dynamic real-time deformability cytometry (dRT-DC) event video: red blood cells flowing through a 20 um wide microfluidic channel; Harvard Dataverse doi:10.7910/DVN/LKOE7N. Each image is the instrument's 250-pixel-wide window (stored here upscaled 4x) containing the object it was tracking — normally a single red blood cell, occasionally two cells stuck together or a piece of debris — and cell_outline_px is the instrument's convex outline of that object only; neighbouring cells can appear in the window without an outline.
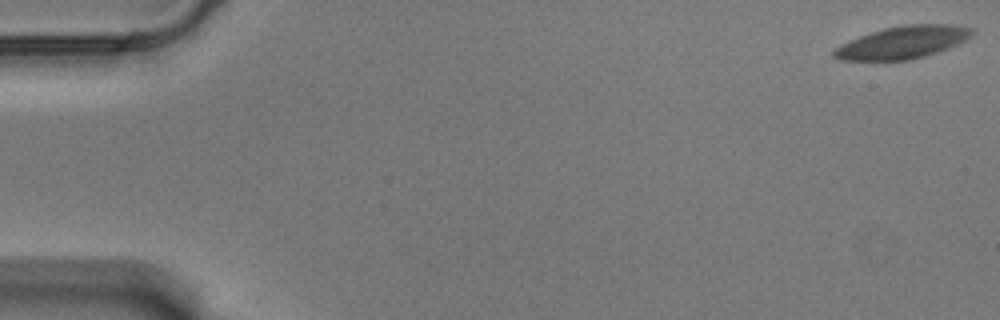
{"species": "Egyptian fruit bat (a non-hibernating species)", "species_latin": "Rousettus aegyptiacus", "temperature_condition": "warm", "stored_images_in_passage": 16, "camera_frame_rate_fps": 3000, "um_per_image_px": 0.085, "animal": {"sex": "male"}, "frame": {"image": 1, "passage_image": 1, "time_ms": 0.0, "image_size_px": [1000, 320], "cell_outline_px": [[976, 32], [972, 36], [948, 48], [912, 60], [840, 60], [832, 56], [832, 52], [836, 48], [860, 36], [884, 28], [904, 24], [956, 24], [972, 28]], "centroid_in_image_um": [76.78, 3.59], "position_along_channel_um": 8.2, "area_um2": 25.95}}